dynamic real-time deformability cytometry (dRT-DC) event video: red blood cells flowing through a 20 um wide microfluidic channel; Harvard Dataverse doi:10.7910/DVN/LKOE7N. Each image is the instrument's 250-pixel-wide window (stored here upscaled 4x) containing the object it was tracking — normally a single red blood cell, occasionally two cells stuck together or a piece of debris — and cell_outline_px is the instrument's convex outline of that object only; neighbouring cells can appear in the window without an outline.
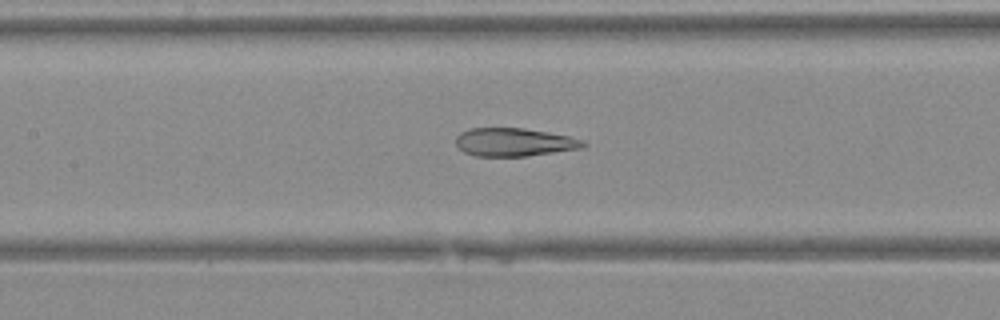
{"species": "Egyptian fruit bat (a non-hibernating species)", "species_latin": "Rousettus aegyptiacus", "temperature_condition": "warm", "stored_images_in_passage": 43, "camera_frame_rate_fps": 3000, "um_per_image_px": 0.085, "animal": {"sex": "female"}, "frame": {"image": 1, "passage_image": 21, "time_ms": 6.667, "image_size_px": [1000, 320], "cell_outline_px": [[588, 144], [584, 148], [528, 156], [476, 156], [464, 152], [456, 144], [456, 136], [460, 132], [468, 128], [524, 128], [548, 132], [568, 136], [584, 140]], "centroid_in_image_um": [43.73, 12.08], "position_along_channel_um": 163.7, "area_um2": 21.1}}
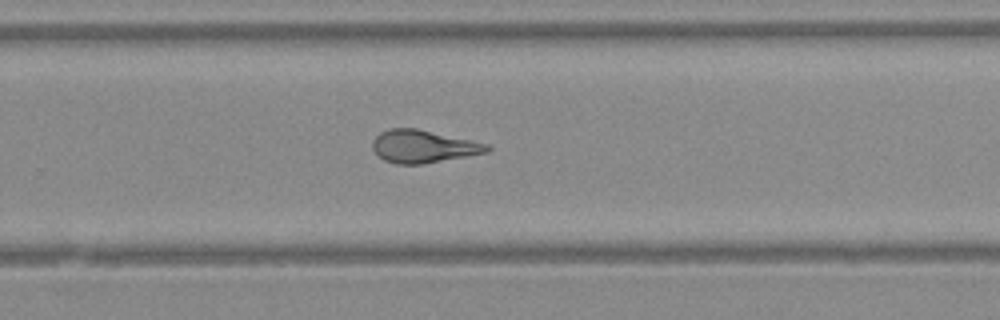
{"frame": {"image": 2, "passage_image": 29, "time_ms": 9.333, "image_size_px": [1000, 320], "cell_outline_px": [[492, 148], [488, 152], [420, 164], [396, 164], [384, 160], [372, 148], [372, 140], [380, 132], [388, 128], [416, 128], [488, 144]], "centroid_in_image_um": [35.94, 12.43], "position_along_channel_um": 293.9, "area_um2": 21.56}}
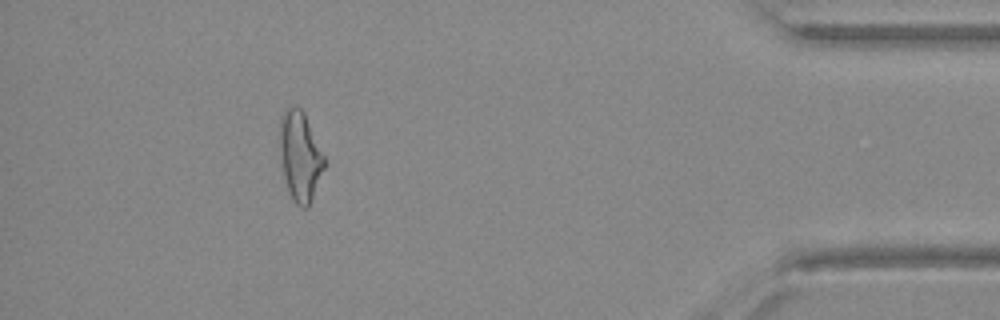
{"frame": {"image": 3, "passage_image": 39, "time_ms": 12.667, "image_size_px": [1000, 320], "cell_outline_px": [[328, 164], [312, 200], [308, 208], [300, 208], [292, 200], [288, 192], [280, 160], [280, 116], [284, 108], [300, 108], [304, 112]], "centroid_in_image_um": [25.53, 13.34], "position_along_channel_um": 409.7, "area_um2": 23.76}}